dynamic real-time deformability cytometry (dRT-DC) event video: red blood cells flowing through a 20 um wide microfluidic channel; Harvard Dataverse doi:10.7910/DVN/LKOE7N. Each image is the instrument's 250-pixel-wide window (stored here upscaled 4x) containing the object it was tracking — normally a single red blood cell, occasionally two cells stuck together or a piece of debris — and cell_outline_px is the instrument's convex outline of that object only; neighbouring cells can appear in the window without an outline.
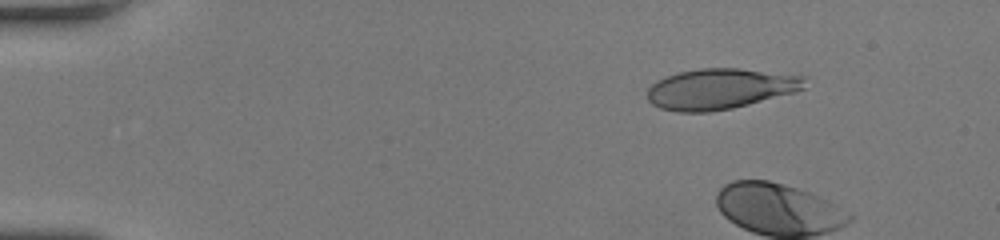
{"species": "human", "species_latin": "Homo sapiens", "temperature_condition": "room temperature", "stored_images_in_passage": 4, "camera_frame_rate_fps": 3000, "um_per_image_px": 0.085, "donor": {"sex": "female"}, "frame": {"image": 1, "passage_image": 1, "time_ms": 0.0, "image_size_px": [1000, 240], "cell_outline_px": [[804, 88], [796, 92], [732, 108], [708, 112], [676, 112], [660, 108], [652, 104], [648, 100], [648, 88], [656, 80], [680, 72], [700, 68], [740, 68], [804, 76]], "centroid_in_image_um": [61.19, 7.55], "position_along_channel_um": 23.8, "area_um2": 37.11}}